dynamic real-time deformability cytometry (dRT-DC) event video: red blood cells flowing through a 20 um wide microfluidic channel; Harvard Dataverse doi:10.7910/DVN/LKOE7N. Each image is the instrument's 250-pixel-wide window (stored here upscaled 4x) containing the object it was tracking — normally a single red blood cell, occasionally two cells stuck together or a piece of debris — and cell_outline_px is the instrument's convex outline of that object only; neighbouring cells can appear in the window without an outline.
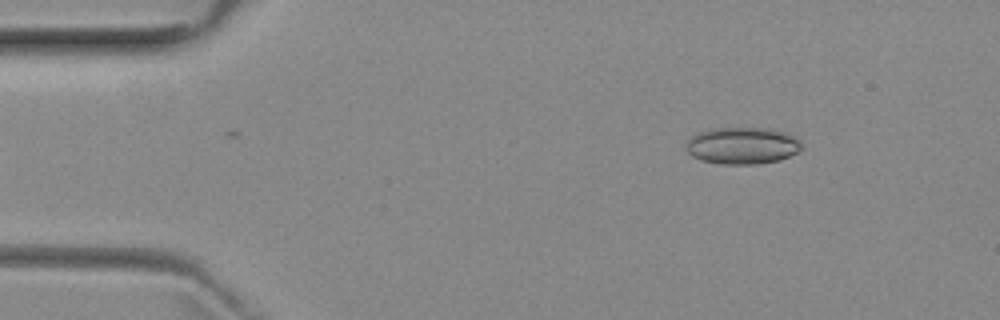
{"species": "common noctule bat (a hibernating species)", "species_latin": "Nyctalus noctula", "temperature_condition": "room temperature", "stored_images_in_passage": 6, "camera_frame_rate_fps": 3000, "um_per_image_px": 0.085, "animal": {"sex": "female", "body_mass_g": 29.2, "forearm_length_mm": 56.3}, "frame": {"image": 1, "passage_image": 6, "time_ms": 5.667, "image_size_px": [1000, 320], "cell_outline_px": [[800, 148], [796, 152], [780, 160], [756, 164], [720, 164], [700, 160], [692, 156], [684, 148], [684, 144], [692, 136], [700, 132], [712, 128], [772, 128], [788, 132], [800, 140]], "centroid_in_image_um": [63.08, 12.37], "position_along_channel_um": 21.9, "area_um2": 25.03}}